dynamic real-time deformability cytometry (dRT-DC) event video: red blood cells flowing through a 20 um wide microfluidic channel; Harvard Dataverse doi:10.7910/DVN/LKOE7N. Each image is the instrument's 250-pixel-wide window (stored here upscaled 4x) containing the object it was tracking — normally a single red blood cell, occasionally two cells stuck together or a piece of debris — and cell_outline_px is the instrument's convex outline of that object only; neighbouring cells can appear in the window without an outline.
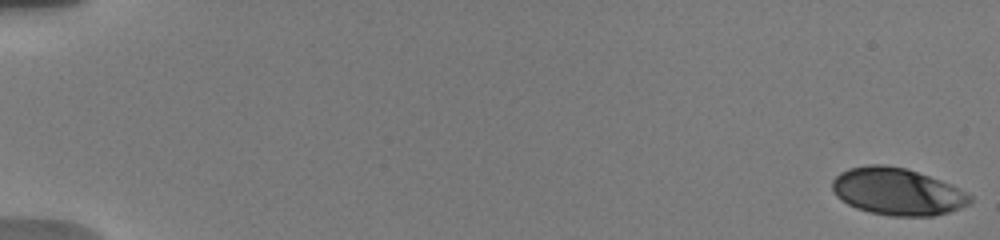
{"species": "human", "species_latin": "Homo sapiens", "temperature_condition": "warm", "stored_images_in_passage": 11, "camera_frame_rate_fps": 3000, "um_per_image_px": 0.085, "donor": {"sex": "male"}, "frame": {"image": 1, "passage_image": 1, "time_ms": 0.0, "image_size_px": [1000, 240], "cell_outline_px": [[972, 200], [968, 204], [960, 208], [948, 212], [932, 216], [892, 216], [868, 212], [856, 208], [840, 200], [836, 196], [832, 188], [832, 180], [840, 172], [848, 168], [868, 164], [884, 164], [904, 168], [952, 184], [960, 188], [972, 196]], "centroid_in_image_um": [76.25, 16.28], "position_along_channel_um": 8.7, "area_um2": 37.92}}
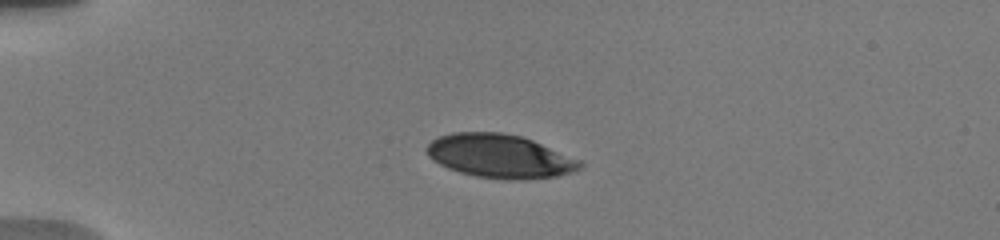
{"frame": {"image": 2, "passage_image": 7, "time_ms": 4.667, "image_size_px": [1000, 240], "cell_outline_px": [[584, 168], [572, 172], [556, 176], [520, 180], [508, 180], [476, 176], [460, 172], [448, 168], [440, 164], [428, 156], [424, 148], [432, 140], [440, 136], [452, 132], [500, 132], [520, 136], [532, 140], [580, 160], [584, 164]], "centroid_in_image_um": [42.48, 13.27], "position_along_channel_um": 42.5, "area_um2": 38.9}}
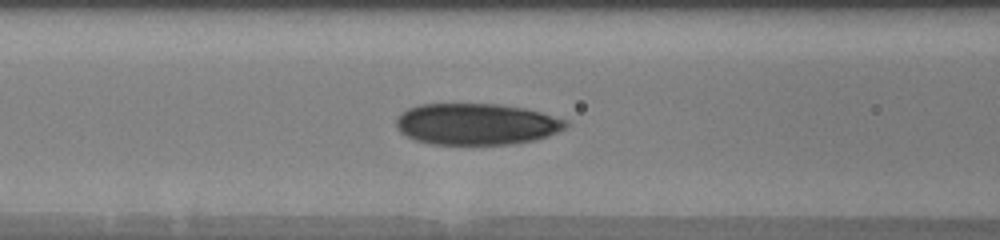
{"frame": {"image": 3, "passage_image": 11, "time_ms": 8.0, "image_size_px": [1000, 240], "cell_outline_px": [[568, 124], [564, 128], [548, 136], [536, 140], [512, 144], [432, 144], [416, 140], [400, 132], [396, 128], [396, 116], [400, 112], [408, 108], [420, 104], [496, 104], [524, 108], [540, 112], [568, 120]], "centroid_in_image_um": [40.47, 10.54], "position_along_channel_um": 126.1, "area_um2": 41.04}}